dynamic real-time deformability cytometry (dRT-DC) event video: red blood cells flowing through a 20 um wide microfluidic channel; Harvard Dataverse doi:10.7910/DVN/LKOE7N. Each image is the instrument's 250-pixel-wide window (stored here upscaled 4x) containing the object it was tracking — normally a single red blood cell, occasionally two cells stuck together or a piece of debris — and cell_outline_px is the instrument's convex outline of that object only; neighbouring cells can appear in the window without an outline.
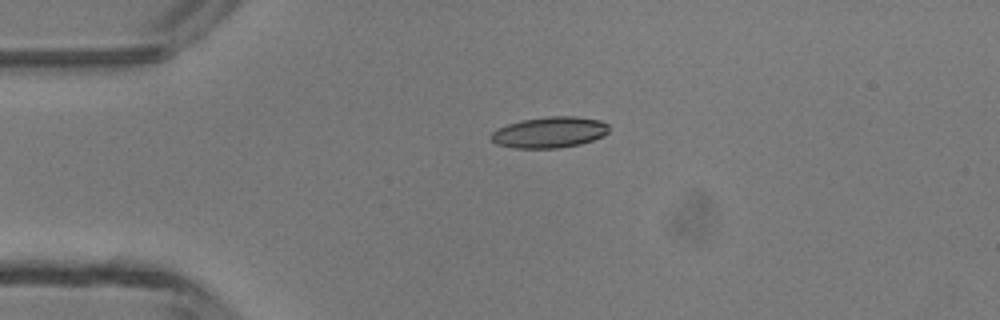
{"species": "common noctule bat (a hibernating species)", "species_latin": "Nyctalus noctula", "temperature_condition": "room temperature", "stored_images_in_passage": 37, "camera_frame_rate_fps": 3000, "um_per_image_px": 0.085, "animal": {"sex": "male", "body_mass_g": 13.3}, "frame": {"image": 1, "passage_image": 1, "time_ms": 0.0, "image_size_px": [1000, 320], "cell_outline_px": [[608, 132], [604, 136], [580, 144], [560, 148], [512, 148], [496, 144], [492, 140], [492, 132], [508, 124], [520, 120], [548, 116], [576, 116], [600, 120], [608, 124]], "centroid_in_image_um": [46.73, 11.24], "position_along_channel_um": 38.3, "area_um2": 21.33}}
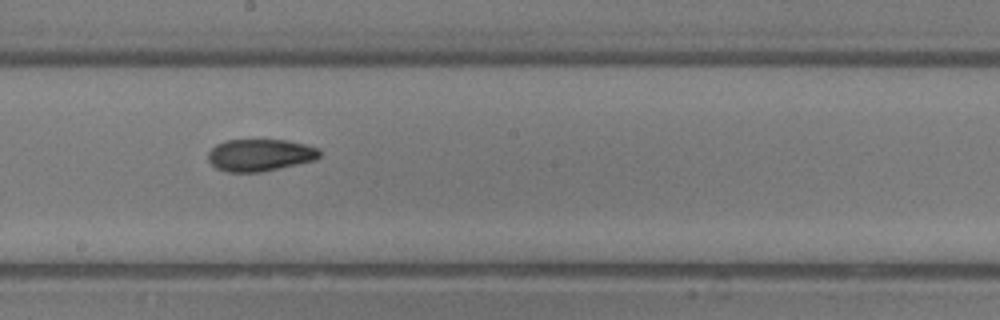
{"frame": {"image": 2, "passage_image": 16, "time_ms": 5.0, "image_size_px": [1000, 320], "cell_outline_px": [[320, 156], [316, 160], [260, 172], [228, 172], [216, 168], [208, 160], [208, 152], [216, 144], [224, 140], [288, 140], [308, 144], [320, 148]], "centroid_in_image_um": [22.12, 13.17], "position_along_channel_um": 226.1, "area_um2": 21.04}}
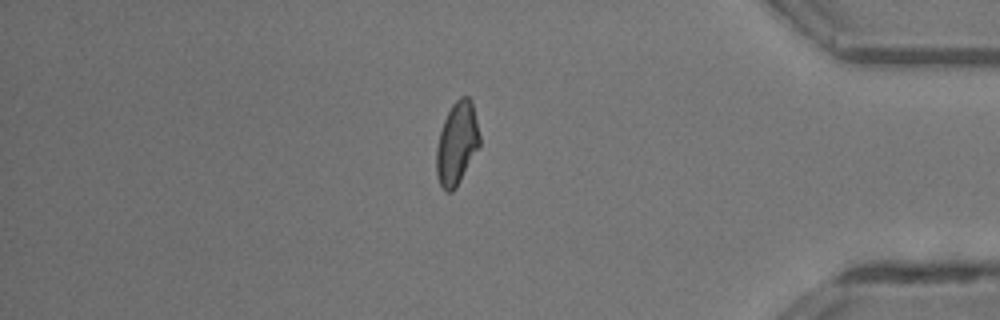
{"frame": {"image": 3, "passage_image": 30, "time_ms": 9.667, "image_size_px": [1000, 320], "cell_outline_px": [[480, 144], [456, 188], [452, 192], [448, 192], [440, 184], [436, 172], [436, 148], [440, 132], [444, 120], [452, 104], [460, 96], [468, 96], [472, 100], [480, 136]], "centroid_in_image_um": [38.83, 12.16], "position_along_channel_um": 396.4, "area_um2": 20.69}, "authors_computed_cell_mechanics": {"area_um2": 21.0392, "velocity_mm_per_s": 4.3756, "shape_relaxation_time_tau1_ms": 8.3979, "shape_relaxation_time_tau2_ms": 3.4673, "deformation_change_tau1": 0.1862, "deformation_change_tau2": 0.0989}}